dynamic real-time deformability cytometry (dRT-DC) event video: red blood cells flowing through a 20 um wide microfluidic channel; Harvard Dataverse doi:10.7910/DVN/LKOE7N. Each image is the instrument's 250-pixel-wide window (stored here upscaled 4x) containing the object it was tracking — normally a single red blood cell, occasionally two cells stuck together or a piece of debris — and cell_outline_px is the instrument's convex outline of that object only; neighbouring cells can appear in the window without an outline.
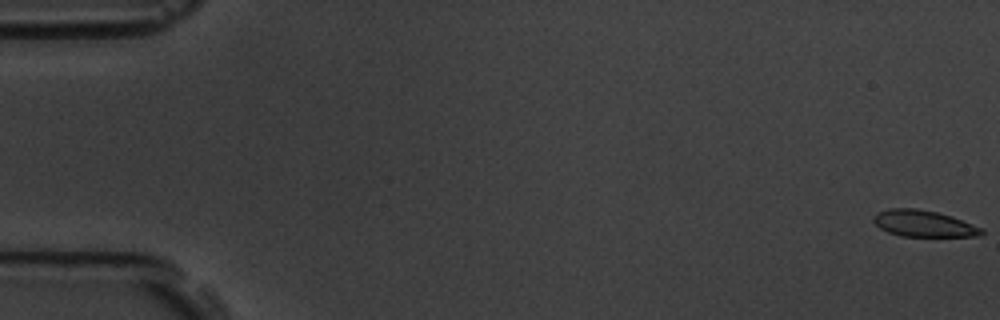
{"species": "common noctule bat (a hibernating species)", "species_latin": "Nyctalus noctula", "temperature_condition": "room temperature", "stored_images_in_passage": 60, "segment_of_instrument_passage": [1, 2], "camera_frame_rate_fps": 3000, "um_per_image_px": 0.085, "animal": {"sex": "male", "body_mass_g": 19.5, "forearm_length_mm": 54.6}, "frame": {"image": 1, "passage_image": 1, "time_ms": 0.0, "image_size_px": [1000, 320], "cell_outline_px": [[984, 232], [980, 236], [900, 236], [888, 232], [880, 228], [872, 220], [872, 216], [876, 212], [888, 208], [916, 208], [936, 212], [952, 216], [984, 228]], "centroid_in_image_um": [78.49, 18.99], "position_along_channel_um": 6.5, "area_um2": 16.82}}
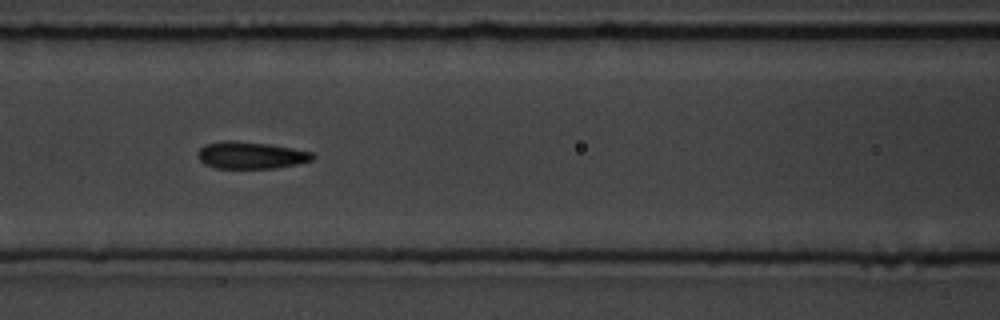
{"frame": {"image": 2, "passage_image": 26, "time_ms": 8.333, "image_size_px": [1000, 320], "cell_outline_px": [[316, 156], [312, 160], [296, 164], [276, 168], [216, 168], [204, 164], [196, 156], [196, 152], [204, 144], [224, 140], [236, 140], [268, 144], [292, 148], [312, 152]], "centroid_in_image_um": [21.27, 13.19], "position_along_channel_um": 145.3, "area_um2": 18.26}}
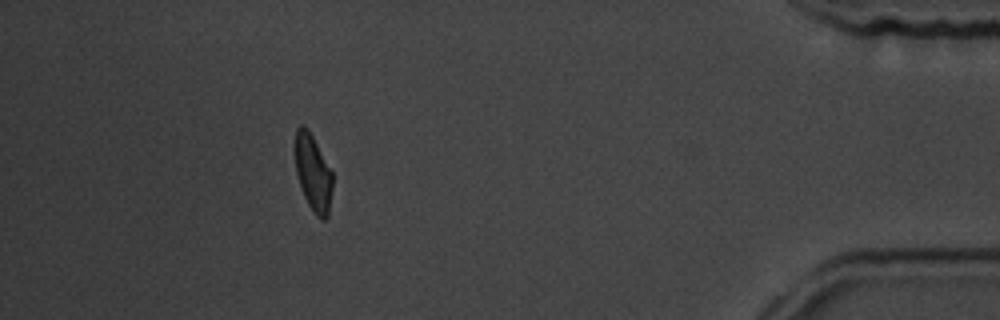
{"frame": {"image": 3, "passage_image": 53, "time_ms": 17.333, "image_size_px": [1000, 320], "cell_outline_px": [[332, 188], [328, 216], [324, 220], [320, 220], [312, 212], [300, 188], [296, 172], [292, 148], [296, 128], [300, 124], [304, 124], [308, 128], [332, 172]], "centroid_in_image_um": [26.55, 14.65], "position_along_channel_um": 408.6, "area_um2": 17.28}}